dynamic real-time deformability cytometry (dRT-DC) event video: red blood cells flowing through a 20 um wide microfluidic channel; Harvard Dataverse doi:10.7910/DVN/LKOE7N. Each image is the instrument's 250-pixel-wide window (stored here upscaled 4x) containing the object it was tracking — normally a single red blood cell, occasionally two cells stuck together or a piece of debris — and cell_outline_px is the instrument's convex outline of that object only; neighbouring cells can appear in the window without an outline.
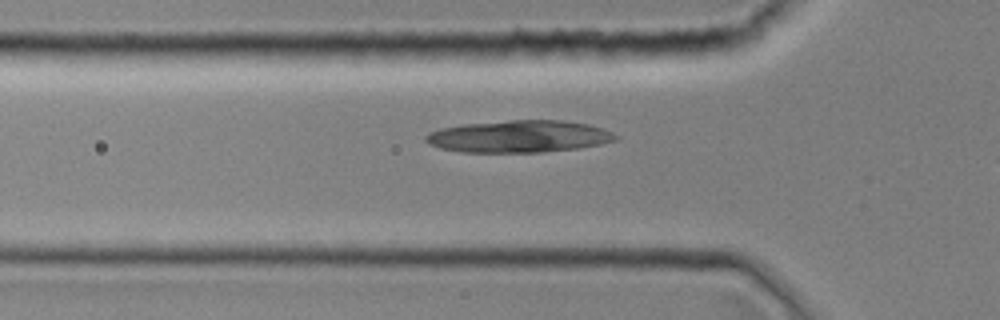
{"species": "common noctule bat (a hibernating species)", "species_latin": "Nyctalus noctula", "temperature_condition": "room temperature", "stored_images_in_passage": 30, "camera_frame_rate_fps": 3000, "um_per_image_px": 0.085, "animal": {"sex": "female", "body_mass_g": 19.0, "forearm_length_mm": 51.5}, "frame": {"image": 1, "passage_image": 8, "time_ms": 2.333, "image_size_px": [1000, 320], "cell_outline_px": [[620, 136], [616, 140], [600, 144], [576, 148], [544, 152], [460, 152], [440, 148], [428, 144], [424, 140], [424, 136], [428, 132], [440, 128], [464, 124], [508, 120], [564, 120], [588, 124], [612, 132]], "centroid_in_image_um": [44.08, 11.59], "position_along_channel_um": 81.7, "area_um2": 35.66}}
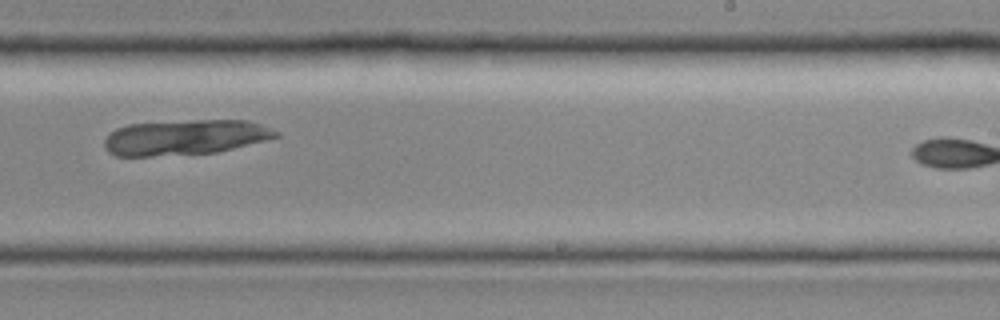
{"frame": {"image": 2, "passage_image": 20, "time_ms": 6.333, "image_size_px": [1000, 320], "cell_outline_px": [[280, 136], [268, 140], [216, 152], [152, 156], [116, 156], [108, 152], [104, 148], [104, 140], [116, 128], [128, 124], [192, 120], [248, 120], [272, 128], [280, 132]], "centroid_in_image_um": [15.75, 11.67], "position_along_channel_um": 273.2, "area_um2": 35.32}}
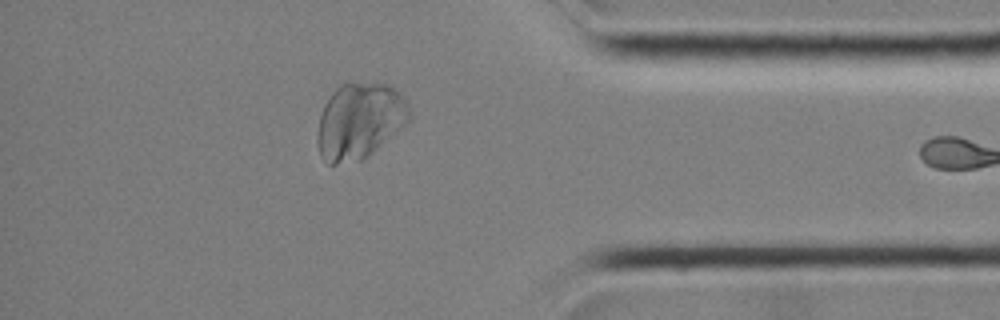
{"frame": {"image": 3, "passage_image": 29, "time_ms": 9.333, "image_size_px": [1000, 320], "cell_outline_px": [[408, 120], [404, 124], [368, 156], [360, 160], [336, 164], [328, 164], [320, 156], [316, 140], [316, 136], [320, 116], [324, 104], [332, 92], [340, 84], [376, 80], [388, 84], [400, 92], [408, 100]], "centroid_in_image_um": [30.53, 10.23], "position_along_channel_um": 404.7, "area_um2": 40.98}}